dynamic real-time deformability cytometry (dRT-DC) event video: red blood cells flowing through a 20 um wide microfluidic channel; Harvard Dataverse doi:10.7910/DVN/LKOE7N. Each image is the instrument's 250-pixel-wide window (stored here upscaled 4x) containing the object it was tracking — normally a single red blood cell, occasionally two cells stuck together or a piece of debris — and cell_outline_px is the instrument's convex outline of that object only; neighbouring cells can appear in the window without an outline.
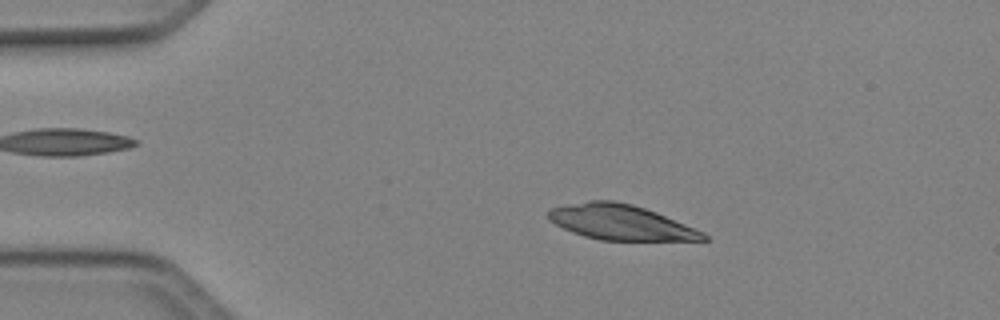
{"species": "Egyptian fruit bat (a non-hibernating species)", "species_latin": "Rousettus aegyptiacus", "temperature_condition": "cold", "stored_images_in_passage": 50, "camera_frame_rate_fps": 3000, "um_per_image_px": 0.085, "animal": {"sex": "female"}, "frame": {"image": 1, "passage_image": 10, "time_ms": 3.0, "image_size_px": [1000, 320], "cell_outline_px": [[708, 240], [600, 240], [584, 236], [572, 232], [548, 220], [548, 212], [552, 208], [568, 204], [588, 200], [612, 200], [632, 204], [656, 212], [704, 232], [708, 236]], "centroid_in_image_um": [52.75, 18.89], "position_along_channel_um": 32.3, "area_um2": 31.5}}
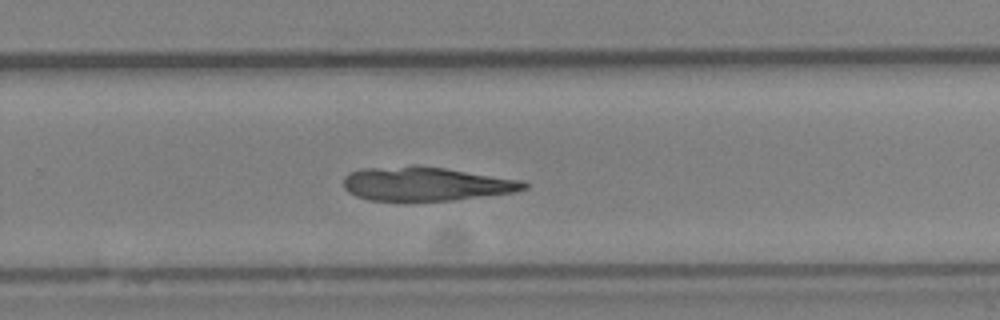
{"frame": {"image": 2, "passage_image": 33, "time_ms": 10.667, "image_size_px": [1000, 320], "cell_outline_px": [[528, 188], [516, 192], [452, 200], [368, 200], [356, 196], [348, 192], [344, 188], [344, 176], [352, 172], [364, 168], [412, 164], [416, 164], [444, 168], [520, 180], [528, 184]], "centroid_in_image_um": [36.18, 15.61], "position_along_channel_um": 293.6, "area_um2": 35.6}}
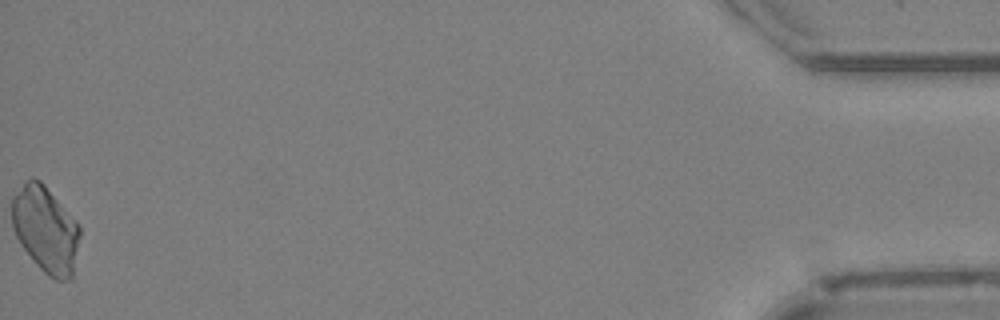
{"frame": {"image": 3, "passage_image": 50, "time_ms": 16.333, "image_size_px": [1000, 320], "cell_outline_px": [[80, 236], [72, 280], [56, 280], [48, 276], [32, 260], [20, 244], [12, 228], [12, 196], [24, 180], [28, 176], [32, 176], [40, 180], [44, 184], [80, 224]], "centroid_in_image_um": [3.87, 19.48], "position_along_channel_um": 431.3, "area_um2": 34.68}}